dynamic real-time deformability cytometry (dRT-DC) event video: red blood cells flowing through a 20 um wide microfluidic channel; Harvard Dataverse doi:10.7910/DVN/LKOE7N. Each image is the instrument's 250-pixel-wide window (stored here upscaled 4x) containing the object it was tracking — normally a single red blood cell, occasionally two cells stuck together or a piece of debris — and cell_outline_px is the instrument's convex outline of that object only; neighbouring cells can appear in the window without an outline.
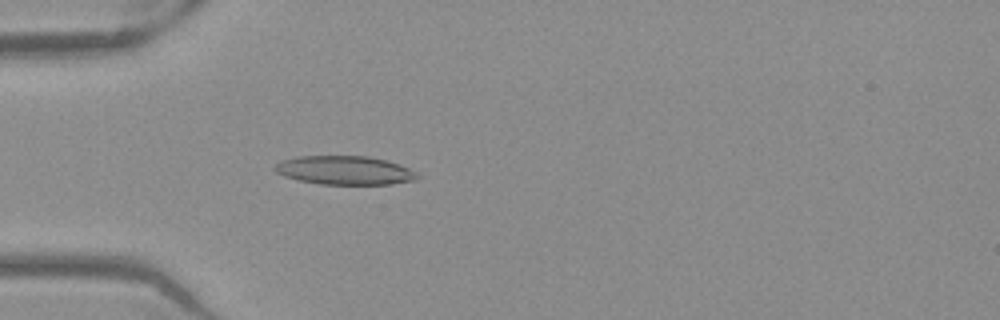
{"species": "Egyptian fruit bat (a non-hibernating species)", "species_latin": "Rousettus aegyptiacus", "temperature_condition": "warm", "stored_images_in_passage": 52, "camera_frame_rate_fps": 3000, "um_per_image_px": 0.085, "frame": {"image": 1, "passage_image": 16, "time_ms": 5.0, "image_size_px": [1000, 320], "cell_outline_px": [[420, 176], [416, 180], [392, 184], [320, 184], [300, 180], [284, 176], [276, 172], [272, 168], [280, 160], [296, 156], [368, 156], [400, 164], [416, 172]], "centroid_in_image_um": [29.28, 14.47], "position_along_channel_um": 55.7, "area_um2": 23.93}}
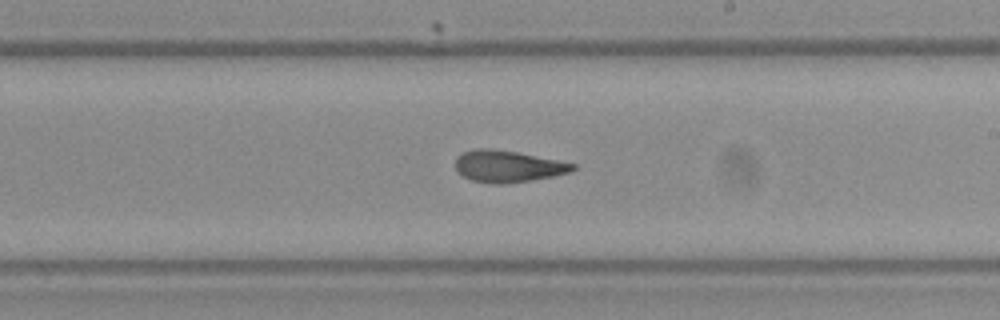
{"frame": {"image": 2, "passage_image": 31, "time_ms": 10.0, "image_size_px": [1000, 320], "cell_outline_px": [[576, 168], [572, 172], [532, 180], [504, 184], [492, 184], [472, 180], [456, 172], [456, 156], [460, 152], [476, 148], [492, 148], [516, 152], [576, 164]], "centroid_in_image_um": [43.12, 14.13], "position_along_channel_um": 245.9, "area_um2": 21.79}}
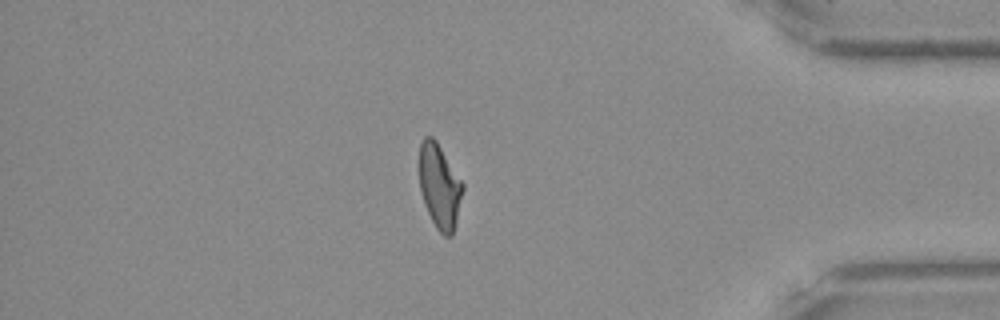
{"frame": {"image": 3, "passage_image": 45, "time_ms": 14.667, "image_size_px": [1000, 320], "cell_outline_px": [[464, 188], [452, 236], [444, 236], [436, 228], [424, 204], [420, 188], [420, 144], [424, 136], [432, 136], [436, 140], [464, 184]], "centroid_in_image_um": [37.37, 15.82], "position_along_channel_um": 397.8, "area_um2": 21.15}, "authors_computed_cell_mechanics": {"area_um2": 22.3686, "velocity_mm_per_s": 3.9353, "shape_relaxation_time_tau1_ms": 9.8247, "shape_relaxation_time_tau2_ms": 3.031, "deformation_change_tau1": 0.2554, "deformation_change_tau2": 0.1229}}